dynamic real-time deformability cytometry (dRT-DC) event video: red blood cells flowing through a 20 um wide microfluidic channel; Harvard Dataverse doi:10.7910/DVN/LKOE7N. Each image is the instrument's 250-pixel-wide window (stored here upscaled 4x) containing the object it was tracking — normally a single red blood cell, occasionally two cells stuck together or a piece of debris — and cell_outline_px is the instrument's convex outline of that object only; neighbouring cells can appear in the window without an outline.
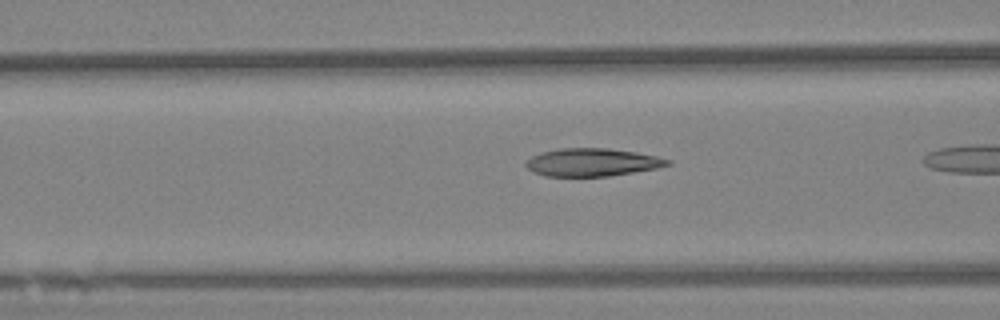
{"species": "Egyptian fruit bat (a non-hibernating species)", "species_latin": "Rousettus aegyptiacus", "temperature_condition": "warm", "stored_images_in_passage": 11, "camera_frame_rate_fps": 3000, "um_per_image_px": 0.085, "animal": {"sex": "female"}, "frame": {"image": 1, "passage_image": 10, "time_ms": 3.0, "image_size_px": [1000, 320], "cell_outline_px": [[672, 164], [656, 168], [608, 176], [544, 176], [532, 172], [524, 164], [532, 156], [540, 152], [560, 148], [608, 148], [636, 152], [656, 156], [672, 160]], "centroid_in_image_um": [50.32, 13.79], "position_along_channel_um": 116.3, "area_um2": 23.0}}